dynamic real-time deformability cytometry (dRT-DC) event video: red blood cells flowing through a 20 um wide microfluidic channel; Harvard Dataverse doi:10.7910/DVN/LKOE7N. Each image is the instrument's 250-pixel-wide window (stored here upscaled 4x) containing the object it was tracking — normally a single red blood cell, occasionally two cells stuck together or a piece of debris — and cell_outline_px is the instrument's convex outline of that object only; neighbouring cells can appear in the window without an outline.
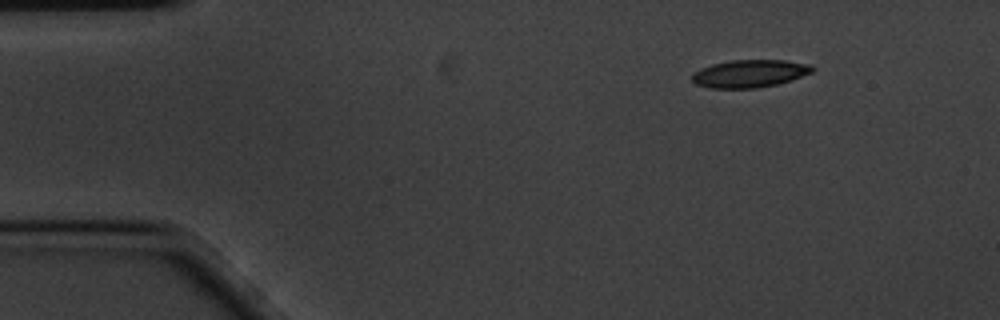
{"species": "common noctule bat (a hibernating species)", "species_latin": "Nyctalus noctula", "temperature_condition": "cold", "stored_images_in_passage": 8, "camera_frame_rate_fps": 3000, "um_per_image_px": 0.085, "animal": {"sex": "male", "body_mass_g": 20.1, "forearm_length_mm": 53.5}, "frame": {"image": 1, "passage_image": 1, "time_ms": 0.0, "image_size_px": [1000, 320], "cell_outline_px": [[816, 68], [812, 72], [776, 84], [756, 88], [712, 88], [696, 84], [692, 80], [692, 76], [700, 68], [712, 64], [732, 60], [784, 60], [812, 64]], "centroid_in_image_um": [63.73, 6.24], "position_along_channel_um": 21.3, "area_um2": 19.19}}